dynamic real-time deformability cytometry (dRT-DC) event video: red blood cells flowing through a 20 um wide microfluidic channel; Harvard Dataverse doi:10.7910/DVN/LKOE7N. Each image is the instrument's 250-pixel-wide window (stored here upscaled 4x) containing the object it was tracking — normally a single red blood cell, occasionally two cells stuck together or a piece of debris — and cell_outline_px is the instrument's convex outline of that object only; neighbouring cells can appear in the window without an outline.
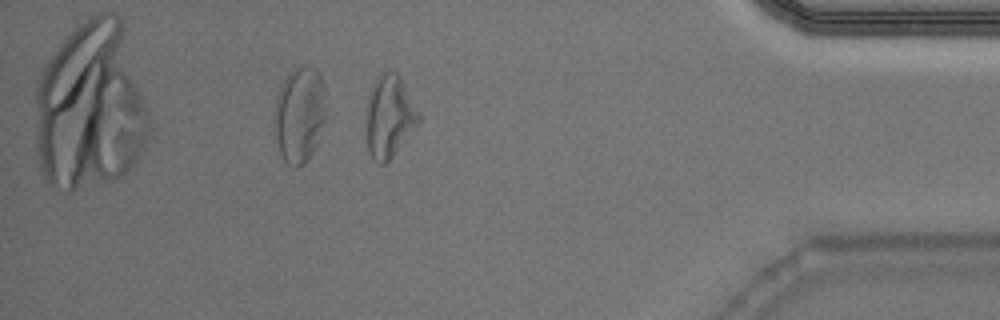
{"species": "Egyptian fruit bat (a non-hibernating species)", "species_latin": "Rousettus aegyptiacus", "temperature_condition": "warm", "stored_images_in_passage": 41, "camera_frame_rate_fps": 3000, "um_per_image_px": 0.085, "animal": {"sex": "male"}, "frame": {"image": 1, "passage_image": 35, "time_ms": 11.333, "image_size_px": [1000, 320], "cell_outline_px": [[420, 120], [392, 156], [384, 164], [380, 164], [368, 152], [364, 120], [368, 96], [372, 84], [376, 76], [384, 72], [396, 72], [400, 76], [420, 116]], "centroid_in_image_um": [33.03, 9.87], "position_along_channel_um": 402.2, "area_um2": 24.97}, "authors_computed_cell_mechanics": {"area_um2": 21.964, "velocity_mm_per_s": 3.9928, "shape_relaxation_time_tau1_ms": 3.5406, "shape_relaxation_time_tau2_ms": 5.6531, "deformation_change_tau1": 0.1477, "deformation_change_tau2": 0.2011}}